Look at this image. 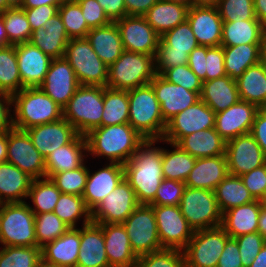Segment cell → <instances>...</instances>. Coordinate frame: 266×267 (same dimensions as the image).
Returning a JSON list of instances; mask_svg holds the SVG:
<instances>
[{"label": "cell", "instance_id": "cell-76", "mask_svg": "<svg viewBox=\"0 0 266 267\" xmlns=\"http://www.w3.org/2000/svg\"><path fill=\"white\" fill-rule=\"evenodd\" d=\"M165 1L181 3L183 5L188 6L189 8L192 6V0H165Z\"/></svg>", "mask_w": 266, "mask_h": 267}, {"label": "cell", "instance_id": "cell-6", "mask_svg": "<svg viewBox=\"0 0 266 267\" xmlns=\"http://www.w3.org/2000/svg\"><path fill=\"white\" fill-rule=\"evenodd\" d=\"M103 108V87L80 85L63 108V118L78 134L85 136L92 129L101 127Z\"/></svg>", "mask_w": 266, "mask_h": 267}, {"label": "cell", "instance_id": "cell-67", "mask_svg": "<svg viewBox=\"0 0 266 267\" xmlns=\"http://www.w3.org/2000/svg\"><path fill=\"white\" fill-rule=\"evenodd\" d=\"M255 17L266 27V0H253Z\"/></svg>", "mask_w": 266, "mask_h": 267}, {"label": "cell", "instance_id": "cell-3", "mask_svg": "<svg viewBox=\"0 0 266 267\" xmlns=\"http://www.w3.org/2000/svg\"><path fill=\"white\" fill-rule=\"evenodd\" d=\"M12 102L13 126L18 130L25 131L63 118V109L40 87L23 88L12 96Z\"/></svg>", "mask_w": 266, "mask_h": 267}, {"label": "cell", "instance_id": "cell-42", "mask_svg": "<svg viewBox=\"0 0 266 267\" xmlns=\"http://www.w3.org/2000/svg\"><path fill=\"white\" fill-rule=\"evenodd\" d=\"M214 191L222 214L233 207L255 201L240 176L228 174Z\"/></svg>", "mask_w": 266, "mask_h": 267}, {"label": "cell", "instance_id": "cell-72", "mask_svg": "<svg viewBox=\"0 0 266 267\" xmlns=\"http://www.w3.org/2000/svg\"><path fill=\"white\" fill-rule=\"evenodd\" d=\"M257 232L266 239V209L264 207H262L260 211Z\"/></svg>", "mask_w": 266, "mask_h": 267}, {"label": "cell", "instance_id": "cell-44", "mask_svg": "<svg viewBox=\"0 0 266 267\" xmlns=\"http://www.w3.org/2000/svg\"><path fill=\"white\" fill-rule=\"evenodd\" d=\"M60 195L61 191L50 178L33 179L27 197L31 200L33 206L29 204V208L34 214L54 212Z\"/></svg>", "mask_w": 266, "mask_h": 267}, {"label": "cell", "instance_id": "cell-26", "mask_svg": "<svg viewBox=\"0 0 266 267\" xmlns=\"http://www.w3.org/2000/svg\"><path fill=\"white\" fill-rule=\"evenodd\" d=\"M76 267H110L100 224L91 221L80 228V249Z\"/></svg>", "mask_w": 266, "mask_h": 267}, {"label": "cell", "instance_id": "cell-38", "mask_svg": "<svg viewBox=\"0 0 266 267\" xmlns=\"http://www.w3.org/2000/svg\"><path fill=\"white\" fill-rule=\"evenodd\" d=\"M266 44V27L259 20L223 22L221 46Z\"/></svg>", "mask_w": 266, "mask_h": 267}, {"label": "cell", "instance_id": "cell-66", "mask_svg": "<svg viewBox=\"0 0 266 267\" xmlns=\"http://www.w3.org/2000/svg\"><path fill=\"white\" fill-rule=\"evenodd\" d=\"M158 0H124L127 15L143 16Z\"/></svg>", "mask_w": 266, "mask_h": 267}, {"label": "cell", "instance_id": "cell-5", "mask_svg": "<svg viewBox=\"0 0 266 267\" xmlns=\"http://www.w3.org/2000/svg\"><path fill=\"white\" fill-rule=\"evenodd\" d=\"M155 75V61L152 55L124 50L108 67L106 87L128 91L149 84Z\"/></svg>", "mask_w": 266, "mask_h": 267}, {"label": "cell", "instance_id": "cell-49", "mask_svg": "<svg viewBox=\"0 0 266 267\" xmlns=\"http://www.w3.org/2000/svg\"><path fill=\"white\" fill-rule=\"evenodd\" d=\"M69 228L54 212L35 214L37 247H44L59 238Z\"/></svg>", "mask_w": 266, "mask_h": 267}, {"label": "cell", "instance_id": "cell-75", "mask_svg": "<svg viewBox=\"0 0 266 267\" xmlns=\"http://www.w3.org/2000/svg\"><path fill=\"white\" fill-rule=\"evenodd\" d=\"M36 267H59V266H57V265H55V264L47 263V262H45L43 259H41V260L37 263Z\"/></svg>", "mask_w": 266, "mask_h": 267}, {"label": "cell", "instance_id": "cell-57", "mask_svg": "<svg viewBox=\"0 0 266 267\" xmlns=\"http://www.w3.org/2000/svg\"><path fill=\"white\" fill-rule=\"evenodd\" d=\"M240 177L255 200L266 198V163Z\"/></svg>", "mask_w": 266, "mask_h": 267}, {"label": "cell", "instance_id": "cell-61", "mask_svg": "<svg viewBox=\"0 0 266 267\" xmlns=\"http://www.w3.org/2000/svg\"><path fill=\"white\" fill-rule=\"evenodd\" d=\"M217 267H243L237 241L229 238L221 253Z\"/></svg>", "mask_w": 266, "mask_h": 267}, {"label": "cell", "instance_id": "cell-73", "mask_svg": "<svg viewBox=\"0 0 266 267\" xmlns=\"http://www.w3.org/2000/svg\"><path fill=\"white\" fill-rule=\"evenodd\" d=\"M219 0H192V6L217 7Z\"/></svg>", "mask_w": 266, "mask_h": 267}, {"label": "cell", "instance_id": "cell-12", "mask_svg": "<svg viewBox=\"0 0 266 267\" xmlns=\"http://www.w3.org/2000/svg\"><path fill=\"white\" fill-rule=\"evenodd\" d=\"M229 238L221 226L194 231L183 249L185 267H217Z\"/></svg>", "mask_w": 266, "mask_h": 267}, {"label": "cell", "instance_id": "cell-11", "mask_svg": "<svg viewBox=\"0 0 266 267\" xmlns=\"http://www.w3.org/2000/svg\"><path fill=\"white\" fill-rule=\"evenodd\" d=\"M122 224L137 257L164 249L151 205L139 204Z\"/></svg>", "mask_w": 266, "mask_h": 267}, {"label": "cell", "instance_id": "cell-24", "mask_svg": "<svg viewBox=\"0 0 266 267\" xmlns=\"http://www.w3.org/2000/svg\"><path fill=\"white\" fill-rule=\"evenodd\" d=\"M15 52L23 88L39 87L52 58L30 42L16 44Z\"/></svg>", "mask_w": 266, "mask_h": 267}, {"label": "cell", "instance_id": "cell-37", "mask_svg": "<svg viewBox=\"0 0 266 267\" xmlns=\"http://www.w3.org/2000/svg\"><path fill=\"white\" fill-rule=\"evenodd\" d=\"M177 144L196 159L225 155L226 150V141L215 128L189 134Z\"/></svg>", "mask_w": 266, "mask_h": 267}, {"label": "cell", "instance_id": "cell-30", "mask_svg": "<svg viewBox=\"0 0 266 267\" xmlns=\"http://www.w3.org/2000/svg\"><path fill=\"white\" fill-rule=\"evenodd\" d=\"M80 249V227L69 228L41 248L42 259L59 267H76Z\"/></svg>", "mask_w": 266, "mask_h": 267}, {"label": "cell", "instance_id": "cell-63", "mask_svg": "<svg viewBox=\"0 0 266 267\" xmlns=\"http://www.w3.org/2000/svg\"><path fill=\"white\" fill-rule=\"evenodd\" d=\"M13 102L12 96L0 92V133L8 132L14 128L13 115L11 112Z\"/></svg>", "mask_w": 266, "mask_h": 267}, {"label": "cell", "instance_id": "cell-39", "mask_svg": "<svg viewBox=\"0 0 266 267\" xmlns=\"http://www.w3.org/2000/svg\"><path fill=\"white\" fill-rule=\"evenodd\" d=\"M266 44H241L223 46L224 66L227 76L239 78L247 68L261 61L262 51Z\"/></svg>", "mask_w": 266, "mask_h": 267}, {"label": "cell", "instance_id": "cell-55", "mask_svg": "<svg viewBox=\"0 0 266 267\" xmlns=\"http://www.w3.org/2000/svg\"><path fill=\"white\" fill-rule=\"evenodd\" d=\"M185 188V182L163 179L154 200L149 205L179 206Z\"/></svg>", "mask_w": 266, "mask_h": 267}, {"label": "cell", "instance_id": "cell-28", "mask_svg": "<svg viewBox=\"0 0 266 267\" xmlns=\"http://www.w3.org/2000/svg\"><path fill=\"white\" fill-rule=\"evenodd\" d=\"M86 153V154H85ZM87 140L78 134L69 144L52 151L45 159L46 177L81 167L88 157Z\"/></svg>", "mask_w": 266, "mask_h": 267}, {"label": "cell", "instance_id": "cell-60", "mask_svg": "<svg viewBox=\"0 0 266 267\" xmlns=\"http://www.w3.org/2000/svg\"><path fill=\"white\" fill-rule=\"evenodd\" d=\"M59 7L43 5L34 8H23L32 31L43 28L46 21L58 13Z\"/></svg>", "mask_w": 266, "mask_h": 267}, {"label": "cell", "instance_id": "cell-33", "mask_svg": "<svg viewBox=\"0 0 266 267\" xmlns=\"http://www.w3.org/2000/svg\"><path fill=\"white\" fill-rule=\"evenodd\" d=\"M86 39L98 57L109 67L124 51L116 22L90 29Z\"/></svg>", "mask_w": 266, "mask_h": 267}, {"label": "cell", "instance_id": "cell-20", "mask_svg": "<svg viewBox=\"0 0 266 267\" xmlns=\"http://www.w3.org/2000/svg\"><path fill=\"white\" fill-rule=\"evenodd\" d=\"M149 84L161 106L162 117L166 123L200 100V95L197 92L173 84L157 73Z\"/></svg>", "mask_w": 266, "mask_h": 267}, {"label": "cell", "instance_id": "cell-58", "mask_svg": "<svg viewBox=\"0 0 266 267\" xmlns=\"http://www.w3.org/2000/svg\"><path fill=\"white\" fill-rule=\"evenodd\" d=\"M206 81L226 76L223 46H206Z\"/></svg>", "mask_w": 266, "mask_h": 267}, {"label": "cell", "instance_id": "cell-40", "mask_svg": "<svg viewBox=\"0 0 266 267\" xmlns=\"http://www.w3.org/2000/svg\"><path fill=\"white\" fill-rule=\"evenodd\" d=\"M240 100L263 109L266 104V71L260 61L250 66L236 79Z\"/></svg>", "mask_w": 266, "mask_h": 267}, {"label": "cell", "instance_id": "cell-18", "mask_svg": "<svg viewBox=\"0 0 266 267\" xmlns=\"http://www.w3.org/2000/svg\"><path fill=\"white\" fill-rule=\"evenodd\" d=\"M225 155L228 172L235 176H242L266 163L263 150L250 133L226 142Z\"/></svg>", "mask_w": 266, "mask_h": 267}, {"label": "cell", "instance_id": "cell-43", "mask_svg": "<svg viewBox=\"0 0 266 267\" xmlns=\"http://www.w3.org/2000/svg\"><path fill=\"white\" fill-rule=\"evenodd\" d=\"M103 104L101 126L128 123L129 97L127 90L103 87Z\"/></svg>", "mask_w": 266, "mask_h": 267}, {"label": "cell", "instance_id": "cell-59", "mask_svg": "<svg viewBox=\"0 0 266 267\" xmlns=\"http://www.w3.org/2000/svg\"><path fill=\"white\" fill-rule=\"evenodd\" d=\"M78 4L90 29L105 26L112 22L97 0H83L78 2Z\"/></svg>", "mask_w": 266, "mask_h": 267}, {"label": "cell", "instance_id": "cell-19", "mask_svg": "<svg viewBox=\"0 0 266 267\" xmlns=\"http://www.w3.org/2000/svg\"><path fill=\"white\" fill-rule=\"evenodd\" d=\"M79 86L73 68L64 57H61L52 59L39 87L63 109Z\"/></svg>", "mask_w": 266, "mask_h": 267}, {"label": "cell", "instance_id": "cell-74", "mask_svg": "<svg viewBox=\"0 0 266 267\" xmlns=\"http://www.w3.org/2000/svg\"><path fill=\"white\" fill-rule=\"evenodd\" d=\"M24 0H6L7 5L10 8L22 7Z\"/></svg>", "mask_w": 266, "mask_h": 267}, {"label": "cell", "instance_id": "cell-47", "mask_svg": "<svg viewBox=\"0 0 266 267\" xmlns=\"http://www.w3.org/2000/svg\"><path fill=\"white\" fill-rule=\"evenodd\" d=\"M2 15L8 40L12 45L30 41L32 29L22 7L8 8Z\"/></svg>", "mask_w": 266, "mask_h": 267}, {"label": "cell", "instance_id": "cell-1", "mask_svg": "<svg viewBox=\"0 0 266 267\" xmlns=\"http://www.w3.org/2000/svg\"><path fill=\"white\" fill-rule=\"evenodd\" d=\"M158 140H146L123 165L124 179L134 190L139 204L149 205L163 181L162 147Z\"/></svg>", "mask_w": 266, "mask_h": 267}, {"label": "cell", "instance_id": "cell-13", "mask_svg": "<svg viewBox=\"0 0 266 267\" xmlns=\"http://www.w3.org/2000/svg\"><path fill=\"white\" fill-rule=\"evenodd\" d=\"M33 179L46 177L45 158L35 148L26 131L7 132V160Z\"/></svg>", "mask_w": 266, "mask_h": 267}, {"label": "cell", "instance_id": "cell-7", "mask_svg": "<svg viewBox=\"0 0 266 267\" xmlns=\"http://www.w3.org/2000/svg\"><path fill=\"white\" fill-rule=\"evenodd\" d=\"M0 245L37 246L35 214L29 203L0 204Z\"/></svg>", "mask_w": 266, "mask_h": 267}, {"label": "cell", "instance_id": "cell-35", "mask_svg": "<svg viewBox=\"0 0 266 267\" xmlns=\"http://www.w3.org/2000/svg\"><path fill=\"white\" fill-rule=\"evenodd\" d=\"M200 99L215 113L224 111L240 100L236 80L226 75L204 81Z\"/></svg>", "mask_w": 266, "mask_h": 267}, {"label": "cell", "instance_id": "cell-70", "mask_svg": "<svg viewBox=\"0 0 266 267\" xmlns=\"http://www.w3.org/2000/svg\"><path fill=\"white\" fill-rule=\"evenodd\" d=\"M7 160V132L0 133V163Z\"/></svg>", "mask_w": 266, "mask_h": 267}, {"label": "cell", "instance_id": "cell-51", "mask_svg": "<svg viewBox=\"0 0 266 267\" xmlns=\"http://www.w3.org/2000/svg\"><path fill=\"white\" fill-rule=\"evenodd\" d=\"M50 179L61 193L82 196L88 179V167L84 163L77 169L53 174Z\"/></svg>", "mask_w": 266, "mask_h": 267}, {"label": "cell", "instance_id": "cell-45", "mask_svg": "<svg viewBox=\"0 0 266 267\" xmlns=\"http://www.w3.org/2000/svg\"><path fill=\"white\" fill-rule=\"evenodd\" d=\"M54 213L70 228H77V223L81 219L82 226L91 222V211L80 195L61 193Z\"/></svg>", "mask_w": 266, "mask_h": 267}, {"label": "cell", "instance_id": "cell-23", "mask_svg": "<svg viewBox=\"0 0 266 267\" xmlns=\"http://www.w3.org/2000/svg\"><path fill=\"white\" fill-rule=\"evenodd\" d=\"M93 172V173H92ZM88 167V179L82 197L87 208L92 211L124 179L123 165L108 163L96 171Z\"/></svg>", "mask_w": 266, "mask_h": 267}, {"label": "cell", "instance_id": "cell-10", "mask_svg": "<svg viewBox=\"0 0 266 267\" xmlns=\"http://www.w3.org/2000/svg\"><path fill=\"white\" fill-rule=\"evenodd\" d=\"M179 207L194 231L216 228L222 224L215 191L186 186Z\"/></svg>", "mask_w": 266, "mask_h": 267}, {"label": "cell", "instance_id": "cell-36", "mask_svg": "<svg viewBox=\"0 0 266 267\" xmlns=\"http://www.w3.org/2000/svg\"><path fill=\"white\" fill-rule=\"evenodd\" d=\"M188 9L181 3L158 0L143 16L161 37L187 20Z\"/></svg>", "mask_w": 266, "mask_h": 267}, {"label": "cell", "instance_id": "cell-54", "mask_svg": "<svg viewBox=\"0 0 266 267\" xmlns=\"http://www.w3.org/2000/svg\"><path fill=\"white\" fill-rule=\"evenodd\" d=\"M160 75L173 84L181 85L189 91L201 94L203 81L196 76L188 64L165 69Z\"/></svg>", "mask_w": 266, "mask_h": 267}, {"label": "cell", "instance_id": "cell-31", "mask_svg": "<svg viewBox=\"0 0 266 267\" xmlns=\"http://www.w3.org/2000/svg\"><path fill=\"white\" fill-rule=\"evenodd\" d=\"M229 174L226 155L198 158L185 185L214 191L217 185Z\"/></svg>", "mask_w": 266, "mask_h": 267}, {"label": "cell", "instance_id": "cell-71", "mask_svg": "<svg viewBox=\"0 0 266 267\" xmlns=\"http://www.w3.org/2000/svg\"><path fill=\"white\" fill-rule=\"evenodd\" d=\"M12 45L8 40V35L5 31L3 15L0 13V48Z\"/></svg>", "mask_w": 266, "mask_h": 267}, {"label": "cell", "instance_id": "cell-9", "mask_svg": "<svg viewBox=\"0 0 266 267\" xmlns=\"http://www.w3.org/2000/svg\"><path fill=\"white\" fill-rule=\"evenodd\" d=\"M197 46L199 44L187 20L164 33L158 41L154 58L155 72L161 74L165 69L187 64L190 52Z\"/></svg>", "mask_w": 266, "mask_h": 267}, {"label": "cell", "instance_id": "cell-32", "mask_svg": "<svg viewBox=\"0 0 266 267\" xmlns=\"http://www.w3.org/2000/svg\"><path fill=\"white\" fill-rule=\"evenodd\" d=\"M262 207L260 200L233 207L222 214L221 227L231 238L257 232Z\"/></svg>", "mask_w": 266, "mask_h": 267}, {"label": "cell", "instance_id": "cell-79", "mask_svg": "<svg viewBox=\"0 0 266 267\" xmlns=\"http://www.w3.org/2000/svg\"><path fill=\"white\" fill-rule=\"evenodd\" d=\"M263 207L266 209V198L262 201Z\"/></svg>", "mask_w": 266, "mask_h": 267}, {"label": "cell", "instance_id": "cell-34", "mask_svg": "<svg viewBox=\"0 0 266 267\" xmlns=\"http://www.w3.org/2000/svg\"><path fill=\"white\" fill-rule=\"evenodd\" d=\"M32 181L15 165L0 163V204L26 202Z\"/></svg>", "mask_w": 266, "mask_h": 267}, {"label": "cell", "instance_id": "cell-29", "mask_svg": "<svg viewBox=\"0 0 266 267\" xmlns=\"http://www.w3.org/2000/svg\"><path fill=\"white\" fill-rule=\"evenodd\" d=\"M69 40L62 19L57 13L46 21L43 28L32 31L29 42L54 59L64 57Z\"/></svg>", "mask_w": 266, "mask_h": 267}, {"label": "cell", "instance_id": "cell-77", "mask_svg": "<svg viewBox=\"0 0 266 267\" xmlns=\"http://www.w3.org/2000/svg\"><path fill=\"white\" fill-rule=\"evenodd\" d=\"M8 8L10 7L7 5L6 0H0V13H3Z\"/></svg>", "mask_w": 266, "mask_h": 267}, {"label": "cell", "instance_id": "cell-16", "mask_svg": "<svg viewBox=\"0 0 266 267\" xmlns=\"http://www.w3.org/2000/svg\"><path fill=\"white\" fill-rule=\"evenodd\" d=\"M139 205L135 192L123 179L92 211L91 221L98 224H122Z\"/></svg>", "mask_w": 266, "mask_h": 267}, {"label": "cell", "instance_id": "cell-64", "mask_svg": "<svg viewBox=\"0 0 266 267\" xmlns=\"http://www.w3.org/2000/svg\"><path fill=\"white\" fill-rule=\"evenodd\" d=\"M250 134L254 137L266 156V110L260 109L257 112Z\"/></svg>", "mask_w": 266, "mask_h": 267}, {"label": "cell", "instance_id": "cell-22", "mask_svg": "<svg viewBox=\"0 0 266 267\" xmlns=\"http://www.w3.org/2000/svg\"><path fill=\"white\" fill-rule=\"evenodd\" d=\"M187 21L199 45L221 46L223 20L217 7L191 6Z\"/></svg>", "mask_w": 266, "mask_h": 267}, {"label": "cell", "instance_id": "cell-50", "mask_svg": "<svg viewBox=\"0 0 266 267\" xmlns=\"http://www.w3.org/2000/svg\"><path fill=\"white\" fill-rule=\"evenodd\" d=\"M58 13L70 39L86 38L90 28L87 26L78 3L64 0L58 9Z\"/></svg>", "mask_w": 266, "mask_h": 267}, {"label": "cell", "instance_id": "cell-62", "mask_svg": "<svg viewBox=\"0 0 266 267\" xmlns=\"http://www.w3.org/2000/svg\"><path fill=\"white\" fill-rule=\"evenodd\" d=\"M205 59L206 46L199 45L190 52L187 63L196 76L203 82L206 81Z\"/></svg>", "mask_w": 266, "mask_h": 267}, {"label": "cell", "instance_id": "cell-17", "mask_svg": "<svg viewBox=\"0 0 266 267\" xmlns=\"http://www.w3.org/2000/svg\"><path fill=\"white\" fill-rule=\"evenodd\" d=\"M115 22L120 31L124 50L152 55L155 58L160 36L144 16L127 15Z\"/></svg>", "mask_w": 266, "mask_h": 267}, {"label": "cell", "instance_id": "cell-25", "mask_svg": "<svg viewBox=\"0 0 266 267\" xmlns=\"http://www.w3.org/2000/svg\"><path fill=\"white\" fill-rule=\"evenodd\" d=\"M33 145L46 159L52 151L69 144L77 135L75 128L62 118L56 122L37 125L25 130Z\"/></svg>", "mask_w": 266, "mask_h": 267}, {"label": "cell", "instance_id": "cell-52", "mask_svg": "<svg viewBox=\"0 0 266 267\" xmlns=\"http://www.w3.org/2000/svg\"><path fill=\"white\" fill-rule=\"evenodd\" d=\"M217 8L223 22L258 20L253 0H219Z\"/></svg>", "mask_w": 266, "mask_h": 267}, {"label": "cell", "instance_id": "cell-48", "mask_svg": "<svg viewBox=\"0 0 266 267\" xmlns=\"http://www.w3.org/2000/svg\"><path fill=\"white\" fill-rule=\"evenodd\" d=\"M0 267H36L42 259L37 246H1Z\"/></svg>", "mask_w": 266, "mask_h": 267}, {"label": "cell", "instance_id": "cell-46", "mask_svg": "<svg viewBox=\"0 0 266 267\" xmlns=\"http://www.w3.org/2000/svg\"><path fill=\"white\" fill-rule=\"evenodd\" d=\"M22 89L15 45L0 48V92L13 96Z\"/></svg>", "mask_w": 266, "mask_h": 267}, {"label": "cell", "instance_id": "cell-69", "mask_svg": "<svg viewBox=\"0 0 266 267\" xmlns=\"http://www.w3.org/2000/svg\"><path fill=\"white\" fill-rule=\"evenodd\" d=\"M249 267H266V243Z\"/></svg>", "mask_w": 266, "mask_h": 267}, {"label": "cell", "instance_id": "cell-56", "mask_svg": "<svg viewBox=\"0 0 266 267\" xmlns=\"http://www.w3.org/2000/svg\"><path fill=\"white\" fill-rule=\"evenodd\" d=\"M234 239L237 241L239 247L243 267H249L251 265L266 243V239L258 232L244 234Z\"/></svg>", "mask_w": 266, "mask_h": 267}, {"label": "cell", "instance_id": "cell-53", "mask_svg": "<svg viewBox=\"0 0 266 267\" xmlns=\"http://www.w3.org/2000/svg\"><path fill=\"white\" fill-rule=\"evenodd\" d=\"M135 267H185L183 250L167 249L138 257Z\"/></svg>", "mask_w": 266, "mask_h": 267}, {"label": "cell", "instance_id": "cell-80", "mask_svg": "<svg viewBox=\"0 0 266 267\" xmlns=\"http://www.w3.org/2000/svg\"><path fill=\"white\" fill-rule=\"evenodd\" d=\"M70 1L78 3V2L83 1V0H70Z\"/></svg>", "mask_w": 266, "mask_h": 267}, {"label": "cell", "instance_id": "cell-41", "mask_svg": "<svg viewBox=\"0 0 266 267\" xmlns=\"http://www.w3.org/2000/svg\"><path fill=\"white\" fill-rule=\"evenodd\" d=\"M169 144L173 149L162 148V173L164 179L185 182L194 167L196 158L184 151L178 144L158 140Z\"/></svg>", "mask_w": 266, "mask_h": 267}, {"label": "cell", "instance_id": "cell-65", "mask_svg": "<svg viewBox=\"0 0 266 267\" xmlns=\"http://www.w3.org/2000/svg\"><path fill=\"white\" fill-rule=\"evenodd\" d=\"M103 8L107 17L115 22L126 16V7L124 0H97Z\"/></svg>", "mask_w": 266, "mask_h": 267}, {"label": "cell", "instance_id": "cell-15", "mask_svg": "<svg viewBox=\"0 0 266 267\" xmlns=\"http://www.w3.org/2000/svg\"><path fill=\"white\" fill-rule=\"evenodd\" d=\"M216 113L201 99L167 122L163 140L177 144L194 132L214 128Z\"/></svg>", "mask_w": 266, "mask_h": 267}, {"label": "cell", "instance_id": "cell-68", "mask_svg": "<svg viewBox=\"0 0 266 267\" xmlns=\"http://www.w3.org/2000/svg\"><path fill=\"white\" fill-rule=\"evenodd\" d=\"M64 0H24L22 8H34L43 5L60 6Z\"/></svg>", "mask_w": 266, "mask_h": 267}, {"label": "cell", "instance_id": "cell-8", "mask_svg": "<svg viewBox=\"0 0 266 267\" xmlns=\"http://www.w3.org/2000/svg\"><path fill=\"white\" fill-rule=\"evenodd\" d=\"M64 58L73 68L80 85L106 87L108 66L98 57L86 38L70 39Z\"/></svg>", "mask_w": 266, "mask_h": 267}, {"label": "cell", "instance_id": "cell-2", "mask_svg": "<svg viewBox=\"0 0 266 267\" xmlns=\"http://www.w3.org/2000/svg\"><path fill=\"white\" fill-rule=\"evenodd\" d=\"M87 154L124 165L146 141L129 123L101 126L85 135Z\"/></svg>", "mask_w": 266, "mask_h": 267}, {"label": "cell", "instance_id": "cell-14", "mask_svg": "<svg viewBox=\"0 0 266 267\" xmlns=\"http://www.w3.org/2000/svg\"><path fill=\"white\" fill-rule=\"evenodd\" d=\"M153 207L159 241L163 248L183 250L194 230L182 215L179 206L151 205Z\"/></svg>", "mask_w": 266, "mask_h": 267}, {"label": "cell", "instance_id": "cell-21", "mask_svg": "<svg viewBox=\"0 0 266 267\" xmlns=\"http://www.w3.org/2000/svg\"><path fill=\"white\" fill-rule=\"evenodd\" d=\"M259 110L256 105L239 100L224 111L216 113L214 128L226 142L249 134Z\"/></svg>", "mask_w": 266, "mask_h": 267}, {"label": "cell", "instance_id": "cell-78", "mask_svg": "<svg viewBox=\"0 0 266 267\" xmlns=\"http://www.w3.org/2000/svg\"><path fill=\"white\" fill-rule=\"evenodd\" d=\"M261 62L264 65V68H265V71H266V46L262 51Z\"/></svg>", "mask_w": 266, "mask_h": 267}, {"label": "cell", "instance_id": "cell-4", "mask_svg": "<svg viewBox=\"0 0 266 267\" xmlns=\"http://www.w3.org/2000/svg\"><path fill=\"white\" fill-rule=\"evenodd\" d=\"M128 123L146 140L163 138L167 123L150 84L128 90Z\"/></svg>", "mask_w": 266, "mask_h": 267}, {"label": "cell", "instance_id": "cell-27", "mask_svg": "<svg viewBox=\"0 0 266 267\" xmlns=\"http://www.w3.org/2000/svg\"><path fill=\"white\" fill-rule=\"evenodd\" d=\"M110 267H135L138 257L132 251L130 239L123 224H100Z\"/></svg>", "mask_w": 266, "mask_h": 267}]
</instances>
